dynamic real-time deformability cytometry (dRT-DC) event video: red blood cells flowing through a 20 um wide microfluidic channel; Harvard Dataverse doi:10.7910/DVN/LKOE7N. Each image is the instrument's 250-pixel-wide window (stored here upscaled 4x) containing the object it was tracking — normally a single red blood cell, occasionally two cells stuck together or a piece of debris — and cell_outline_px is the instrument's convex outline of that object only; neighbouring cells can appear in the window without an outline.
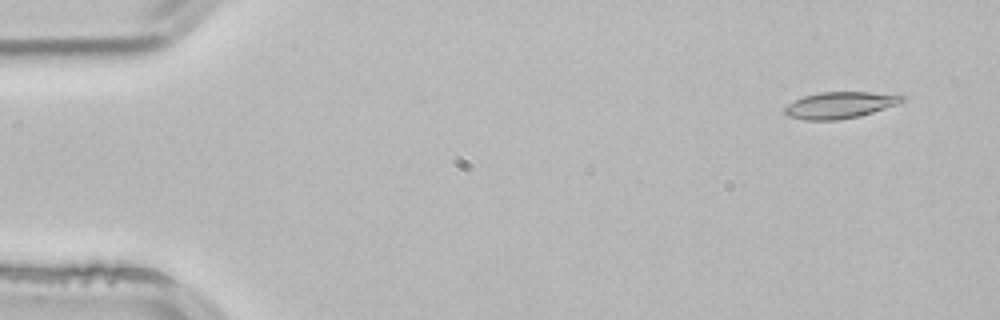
{"species": "common noctule bat (a hibernating species)", "species_latin": "Nyctalus noctula", "temperature_condition": "room temperature", "stored_images_in_passage": 4, "camera_frame_rate_fps": 3000, "um_per_image_px": 0.085, "animal": {"sex": "male", "body_mass_g": 21.5, "forearm_length_mm": 52.0}, "frame": {"image": 1, "passage_image": 1, "time_ms": 0.0, "image_size_px": [1000, 320], "cell_outline_px": [[904, 100], [896, 104], [872, 112], [856, 116], [836, 120], [804, 120], [788, 116], [784, 112], [784, 108], [788, 104], [804, 96], [820, 92], [868, 92], [904, 96]], "centroid_in_image_um": [71.32, 8.93], "position_along_channel_um": 13.7, "area_um2": 17.69}}
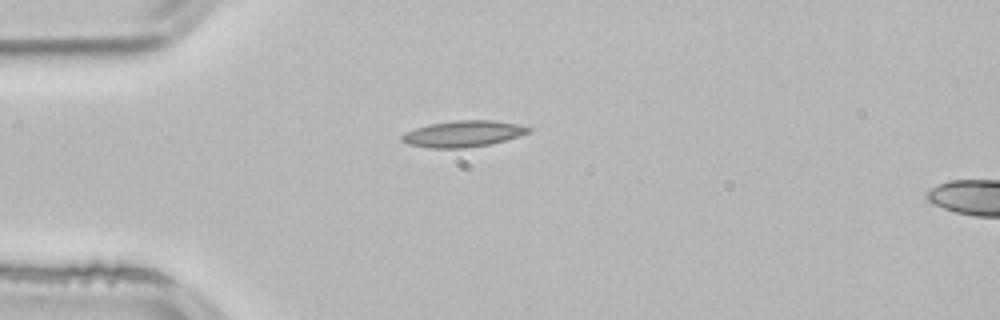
{"frame": {"image": 2, "passage_image": 3, "time_ms": 0.667, "image_size_px": [1000, 320], "cell_outline_px": [[532, 132], [492, 144], [464, 148], [428, 148], [408, 144], [400, 140], [400, 136], [404, 132], [428, 124], [456, 120], [492, 120], [516, 124], [532, 128]], "centroid_in_image_um": [39.35, 11.37], "position_along_channel_um": 45.7, "area_um2": 19.54}}